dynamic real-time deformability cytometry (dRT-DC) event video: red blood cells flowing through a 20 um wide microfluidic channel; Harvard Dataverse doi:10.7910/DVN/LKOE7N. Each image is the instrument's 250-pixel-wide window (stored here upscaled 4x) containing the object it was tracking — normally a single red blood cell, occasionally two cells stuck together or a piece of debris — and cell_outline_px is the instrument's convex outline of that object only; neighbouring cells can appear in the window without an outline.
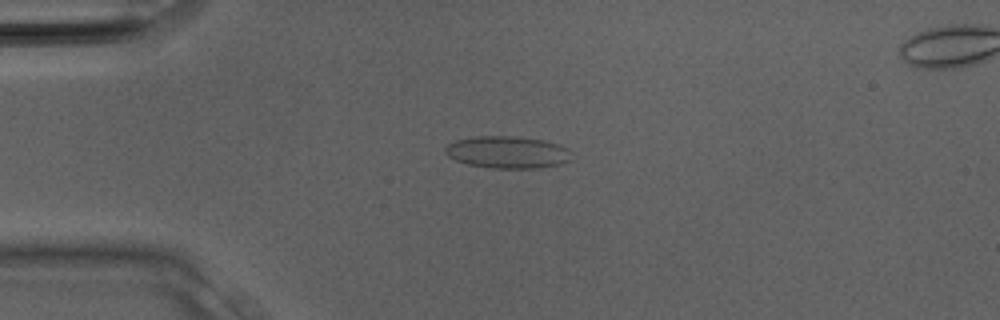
{"species": "Egyptian fruit bat (a non-hibernating species)", "species_latin": "Rousettus aegyptiacus", "temperature_condition": "room temperature", "stored_images_in_passage": 19, "camera_frame_rate_fps": 3000, "um_per_image_px": 0.085, "animal": {"sex": "male"}, "frame": {"image": 1, "passage_image": 4, "time_ms": 1.0, "image_size_px": [1000, 320], "cell_outline_px": [[568, 160], [560, 164], [540, 168], [488, 168], [468, 164], [456, 160], [448, 156], [444, 152], [444, 148], [448, 144], [456, 140], [476, 136], [512, 136], [544, 140], [568, 148]], "centroid_in_image_um": [43.08, 12.94], "position_along_channel_um": 41.9, "area_um2": 23.47}}
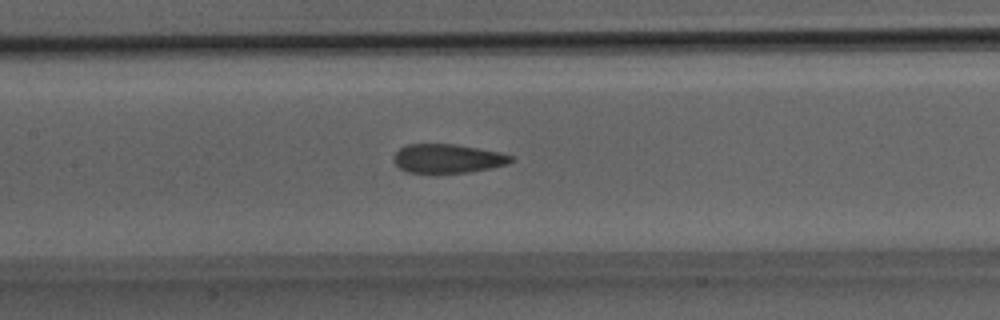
{"frame": {"image": 2, "passage_image": 11, "time_ms": 3.333, "image_size_px": [1000, 320], "cell_outline_px": [[512, 160], [508, 164], [468, 172], [408, 172], [400, 168], [392, 160], [392, 156], [400, 148], [408, 144], [456, 144], [500, 152], [512, 156]], "centroid_in_image_um": [38.02, 13.46], "position_along_channel_um": 169.4, "area_um2": 19.54}}